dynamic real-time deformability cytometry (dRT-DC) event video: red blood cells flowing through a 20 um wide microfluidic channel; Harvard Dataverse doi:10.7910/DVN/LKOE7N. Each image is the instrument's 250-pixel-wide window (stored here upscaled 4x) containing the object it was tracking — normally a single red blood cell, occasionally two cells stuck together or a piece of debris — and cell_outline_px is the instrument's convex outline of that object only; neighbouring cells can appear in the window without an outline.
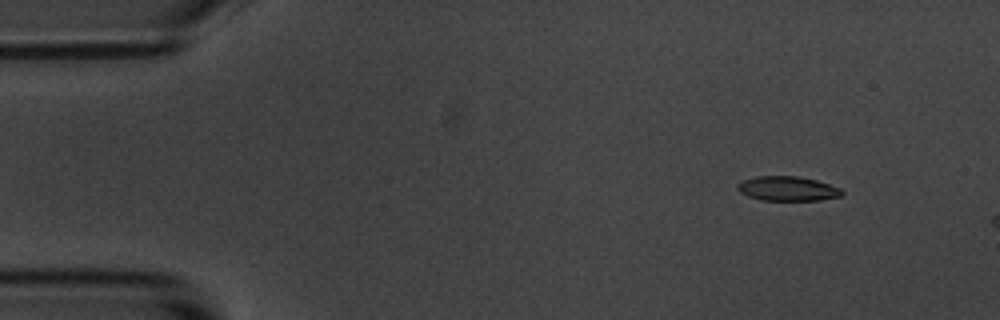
{"species": "common noctule bat (a hibernating species)", "species_latin": "Nyctalus noctula", "temperature_condition": "room temperature", "stored_images_in_passage": 5, "camera_frame_rate_fps": 3000, "um_per_image_px": 0.085, "animal": {"sex": "male", "body_mass_g": 20.1, "forearm_length_mm": 53.5}, "frame": {"image": 1, "passage_image": 1, "time_ms": 0.0, "image_size_px": [1000, 320], "cell_outline_px": [[844, 192], [840, 196], [820, 200], [760, 200], [748, 196], [740, 192], [736, 188], [736, 184], [744, 180], [756, 176], [796, 176], [816, 180], [840, 188]], "centroid_in_image_um": [66.91, 16.03], "position_along_channel_um": 18.1, "area_um2": 14.85}}
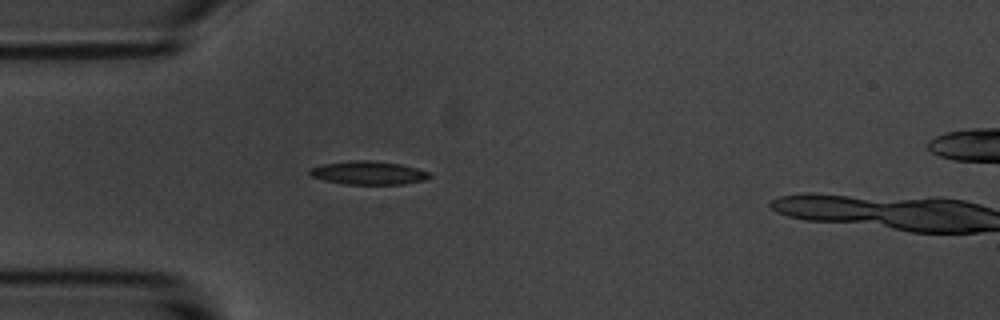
{"frame": {"image": 2, "passage_image": 4, "time_ms": 3.333, "image_size_px": [1000, 320], "cell_outline_px": [[432, 176], [424, 180], [404, 184], [344, 184], [324, 180], [312, 176], [308, 172], [308, 168], [320, 164], [356, 160], [368, 160], [400, 164], [416, 168], [428, 172]], "centroid_in_image_um": [31.27, 14.69], "position_along_channel_um": 53.7, "area_um2": 16.3}}